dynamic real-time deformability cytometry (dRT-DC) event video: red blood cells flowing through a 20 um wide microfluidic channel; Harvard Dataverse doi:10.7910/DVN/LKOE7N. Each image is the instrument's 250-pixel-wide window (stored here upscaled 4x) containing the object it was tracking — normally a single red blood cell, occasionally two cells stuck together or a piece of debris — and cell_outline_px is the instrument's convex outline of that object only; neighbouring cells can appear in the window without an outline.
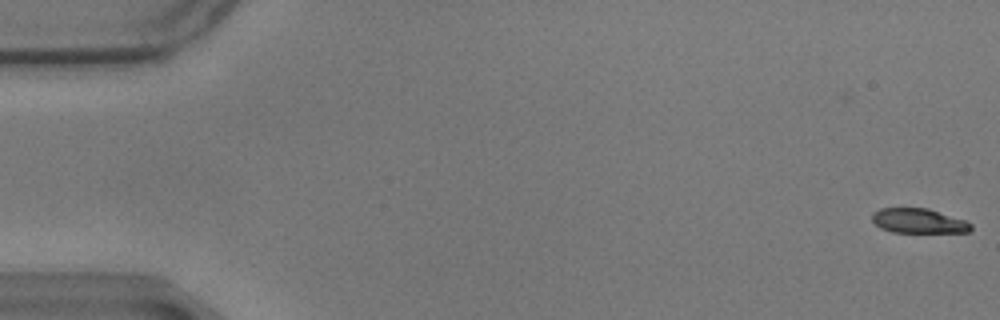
{"species": "common noctule bat (a hibernating species)", "species_latin": "Nyctalus noctula", "temperature_condition": "warm", "stored_images_in_passage": 28, "camera_frame_rate_fps": 3000, "um_per_image_px": 0.085, "animal": {"sex": "male", "body_mass_g": 17.9}, "frame": {"image": 1, "passage_image": 1, "time_ms": 0.0, "image_size_px": [1000, 320], "cell_outline_px": [[972, 228], [968, 232], [892, 232], [880, 228], [872, 220], [872, 212], [880, 208], [928, 208], [964, 220], [972, 224]], "centroid_in_image_um": [78.05, 18.77], "position_along_channel_um": 7.0, "area_um2": 14.16}}
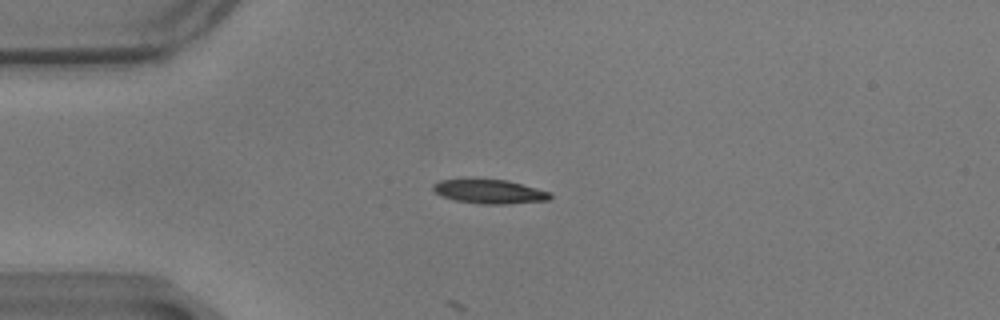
{"frame": {"image": 2, "passage_image": 15, "time_ms": 4.667, "image_size_px": [1000, 320], "cell_outline_px": [[552, 196], [548, 200], [508, 204], [480, 204], [456, 200], [444, 196], [436, 192], [432, 188], [432, 184], [440, 180], [508, 180], [552, 192]], "centroid_in_image_um": [41.67, 16.29], "position_along_channel_um": 43.3, "area_um2": 16.18}}
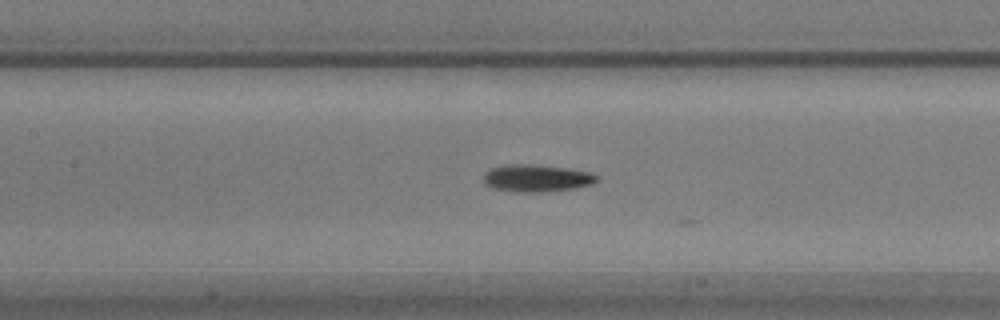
{"frame": {"image": 3, "passage_image": 27, "time_ms": 8.667, "image_size_px": [1000, 320], "cell_outline_px": [[600, 176], [592, 184], [576, 188], [540, 192], [516, 192], [492, 188], [484, 184], [484, 172], [492, 168], [508, 164], [532, 164], [568, 168], [588, 172]], "centroid_in_image_um": [45.59, 15.14], "position_along_channel_um": 161.8, "area_um2": 18.03}}